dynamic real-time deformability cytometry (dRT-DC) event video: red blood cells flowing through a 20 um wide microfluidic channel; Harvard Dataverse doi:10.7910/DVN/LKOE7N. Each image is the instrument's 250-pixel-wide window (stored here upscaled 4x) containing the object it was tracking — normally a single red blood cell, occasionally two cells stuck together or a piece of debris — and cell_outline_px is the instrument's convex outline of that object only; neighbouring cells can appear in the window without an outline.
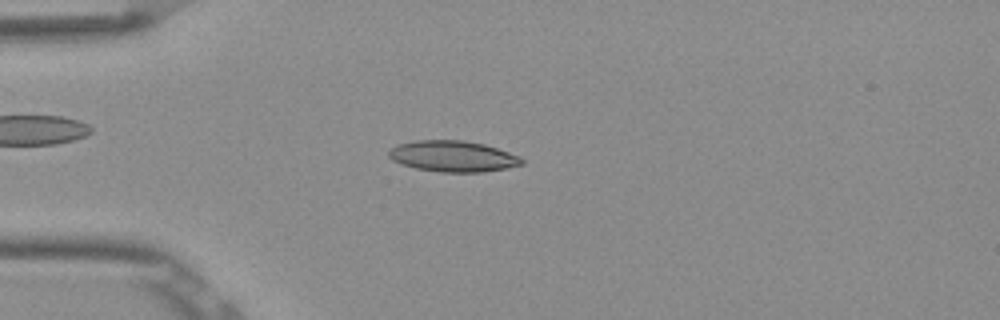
{"species": "Egyptian fruit bat (a non-hibernating species)", "species_latin": "Rousettus aegyptiacus", "temperature_condition": "room temperature", "stored_images_in_passage": 51, "camera_frame_rate_fps": 3000, "um_per_image_px": 0.085, "frame": {"image": 1, "passage_image": 13, "time_ms": 4.0, "image_size_px": [1000, 320], "cell_outline_px": [[524, 164], [484, 172], [440, 172], [416, 168], [392, 160], [388, 156], [388, 152], [396, 144], [416, 140], [464, 140], [484, 144], [520, 156], [524, 160]], "centroid_in_image_um": [38.5, 13.28], "position_along_channel_um": 46.5, "area_um2": 23.99}}
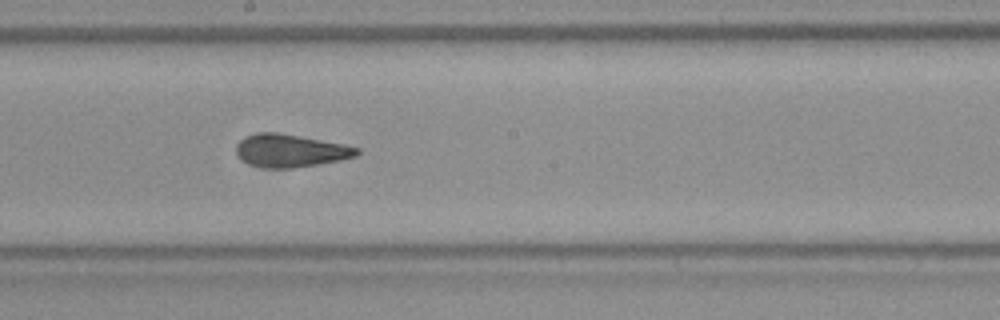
{"frame": {"image": 2, "passage_image": 28, "time_ms": 9.0, "image_size_px": [1000, 320], "cell_outline_px": [[360, 152], [356, 156], [340, 160], [292, 168], [264, 168], [248, 164], [240, 160], [236, 156], [236, 144], [244, 136], [260, 132], [276, 132], [300, 136], [344, 144], [360, 148]], "centroid_in_image_um": [24.63, 12.8], "position_along_channel_um": 223.6, "area_um2": 23.24}}
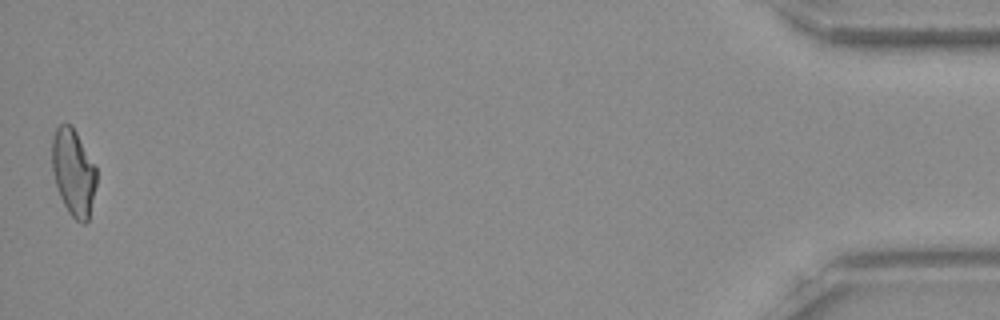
{"frame": {"image": 3, "passage_image": 51, "time_ms": 16.667, "image_size_px": [1000, 320], "cell_outline_px": [[96, 184], [88, 220], [84, 224], [76, 220], [68, 212], [60, 196], [56, 184], [52, 168], [52, 136], [56, 128], [60, 124], [72, 124], [96, 168]], "centroid_in_image_um": [6.23, 14.63], "position_along_channel_um": 429.0, "area_um2": 22.25}, "authors_computed_cell_mechanics": {"area_um2": 22.7154, "velocity_mm_per_s": 3.8903, "shape_relaxation_time_tau1_ms": 6.4875, "shape_relaxation_time_tau2_ms": 2.9825, "deformation_change_tau1": 0.1681, "deformation_change_tau2": 0.1081}}